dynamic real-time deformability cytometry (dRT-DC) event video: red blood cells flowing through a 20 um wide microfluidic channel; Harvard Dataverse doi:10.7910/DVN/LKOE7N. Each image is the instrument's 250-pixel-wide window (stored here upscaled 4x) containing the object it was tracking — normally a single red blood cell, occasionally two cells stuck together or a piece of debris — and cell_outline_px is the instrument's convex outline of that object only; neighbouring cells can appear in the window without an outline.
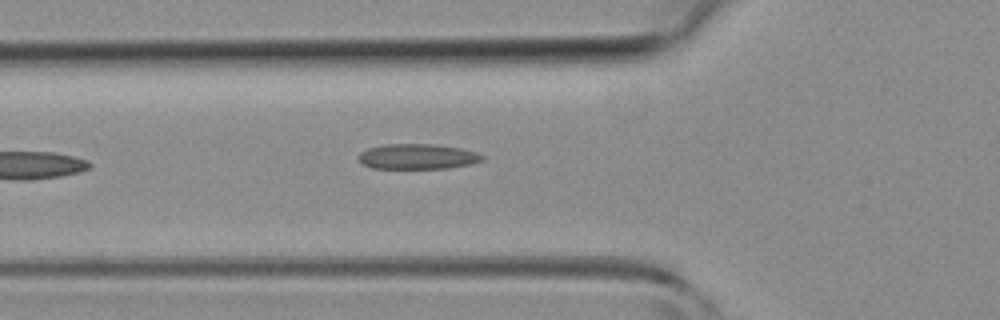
{"species": "common noctule bat (a hibernating species)", "species_latin": "Nyctalus noctula", "temperature_condition": "room temperature", "stored_images_in_passage": 4, "camera_frame_rate_fps": 3000, "um_per_image_px": 0.085, "animal": {"sex": "female", "body_mass_g": 19.3, "forearm_length_mm": 54.1}, "frame": {"image": 1, "passage_image": 4, "time_ms": 3.333, "image_size_px": [1000, 320], "cell_outline_px": [[484, 160], [472, 164], [448, 168], [372, 168], [364, 164], [360, 160], [360, 152], [368, 148], [384, 144], [432, 144], [460, 148], [476, 152], [484, 156]], "centroid_in_image_um": [35.52, 13.3], "position_along_channel_um": 90.3, "area_um2": 18.09}}